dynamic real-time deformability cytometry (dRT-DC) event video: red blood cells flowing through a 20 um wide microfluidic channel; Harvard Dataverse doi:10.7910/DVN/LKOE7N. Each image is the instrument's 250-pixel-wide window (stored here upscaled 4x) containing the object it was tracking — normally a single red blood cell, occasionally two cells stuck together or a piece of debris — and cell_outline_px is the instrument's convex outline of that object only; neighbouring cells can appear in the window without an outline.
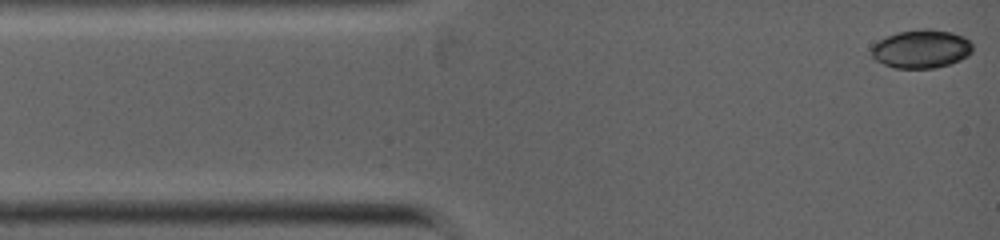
{"species": "common noctule bat (a hibernating species)", "species_latin": "Nyctalus noctula", "temperature_condition": "warm", "stored_images_in_passage": 7, "camera_frame_rate_fps": 5000, "um_per_image_px": 0.085, "animal": {"sex": "female", "body_mass_g": 19.0, "forearm_length_mm": 53.3}, "frame": {"image": 1, "passage_image": 1, "time_ms": 0.0, "image_size_px": [1000, 240], "cell_outline_px": [[972, 52], [968, 56], [960, 60], [948, 64], [932, 68], [896, 68], [884, 64], [876, 60], [872, 56], [872, 48], [880, 40], [896, 32], [924, 28], [928, 28], [952, 32], [964, 36], [972, 44]], "centroid_in_image_um": [78.34, 4.15], "position_along_channel_um": 6.7, "area_um2": 22.54}}
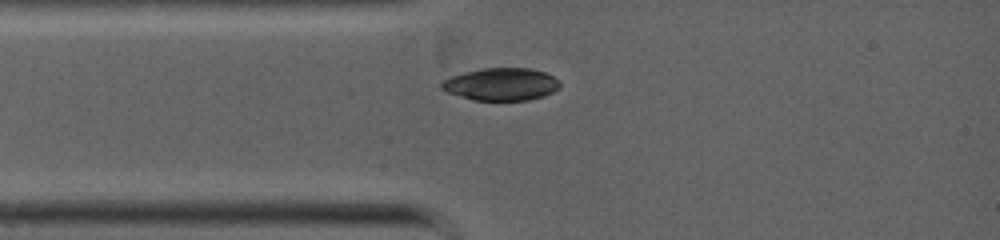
{"frame": {"image": 2, "passage_image": 5, "time_ms": 2.0, "image_size_px": [1000, 240], "cell_outline_px": [[560, 88], [544, 96], [528, 100], [472, 100], [448, 92], [440, 88], [440, 84], [444, 80], [452, 76], [464, 72], [484, 68], [532, 68], [544, 72], [560, 80]], "centroid_in_image_um": [42.62, 7.16], "position_along_channel_um": 42.4, "area_um2": 22.43}}
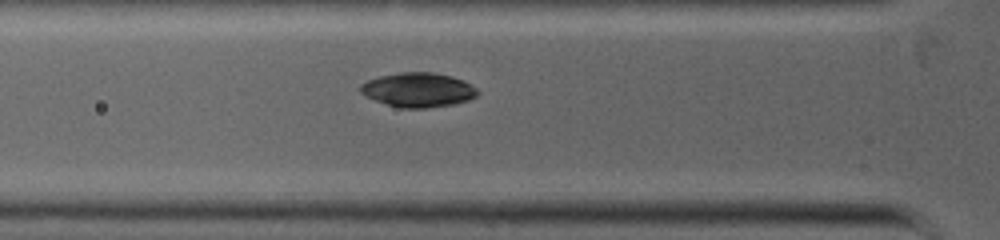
{"frame": {"image": 3, "passage_image": 7, "time_ms": 3.0, "image_size_px": [1000, 240], "cell_outline_px": [[480, 92], [476, 96], [468, 100], [456, 104], [428, 108], [400, 108], [376, 100], [360, 92], [360, 84], [368, 80], [380, 76], [400, 72], [436, 72], [452, 76], [464, 80], [476, 88]], "centroid_in_image_um": [35.59, 7.63], "position_along_channel_um": 90.2, "area_um2": 23.52}}